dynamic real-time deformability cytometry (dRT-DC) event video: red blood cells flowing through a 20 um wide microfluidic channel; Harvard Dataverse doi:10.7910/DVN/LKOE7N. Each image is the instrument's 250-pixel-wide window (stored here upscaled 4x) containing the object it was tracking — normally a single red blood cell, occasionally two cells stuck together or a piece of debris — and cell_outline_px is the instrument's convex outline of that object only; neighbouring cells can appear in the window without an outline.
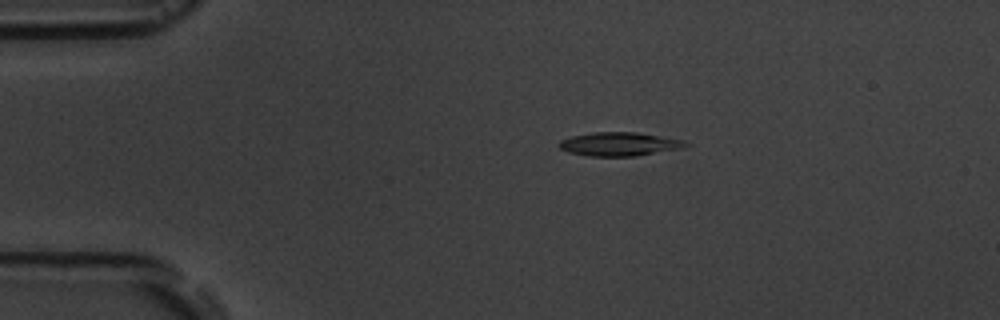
{"species": "common noctule bat (a hibernating species)", "species_latin": "Nyctalus noctula", "temperature_condition": "room temperature", "stored_images_in_passage": 9, "camera_frame_rate_fps": 3000, "um_per_image_px": 0.085, "animal": {"sex": "male", "body_mass_g": 19.5, "forearm_length_mm": 54.6}, "frame": {"image": 1, "passage_image": 3, "time_ms": 2.333, "image_size_px": [1000, 320], "cell_outline_px": [[692, 144], [688, 148], [636, 156], [592, 156], [568, 152], [560, 148], [556, 144], [560, 140], [572, 136], [592, 132], [636, 132], [684, 140]], "centroid_in_image_um": [52.71, 12.25], "position_along_channel_um": 32.3, "area_um2": 17.74}}
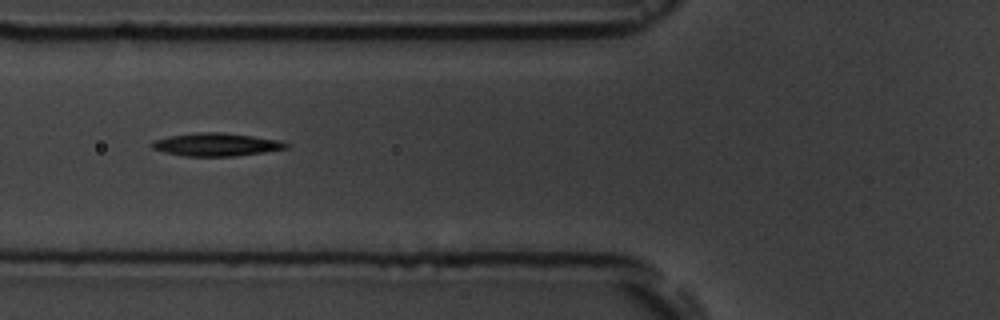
{"frame": {"image": 2, "passage_image": 6, "time_ms": 5.667, "image_size_px": [1000, 320], "cell_outline_px": [[292, 144], [288, 148], [264, 152], [232, 156], [184, 156], [164, 152], [152, 148], [148, 144], [152, 140], [168, 136], [196, 132], [224, 132], [284, 140]], "centroid_in_image_um": [18.4, 12.27], "position_along_channel_um": 107.4, "area_um2": 18.38}}
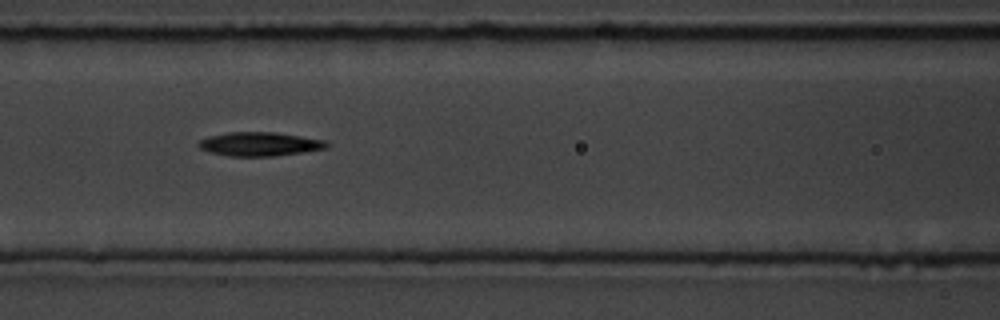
{"frame": {"image": 3, "passage_image": 7, "time_ms": 6.667, "image_size_px": [1000, 320], "cell_outline_px": [[328, 148], [304, 152], [272, 156], [228, 156], [212, 152], [200, 148], [196, 144], [200, 140], [208, 136], [228, 132], [276, 132], [324, 140], [328, 144]], "centroid_in_image_um": [22.06, 12.24], "position_along_channel_um": 144.5, "area_um2": 17.74}}